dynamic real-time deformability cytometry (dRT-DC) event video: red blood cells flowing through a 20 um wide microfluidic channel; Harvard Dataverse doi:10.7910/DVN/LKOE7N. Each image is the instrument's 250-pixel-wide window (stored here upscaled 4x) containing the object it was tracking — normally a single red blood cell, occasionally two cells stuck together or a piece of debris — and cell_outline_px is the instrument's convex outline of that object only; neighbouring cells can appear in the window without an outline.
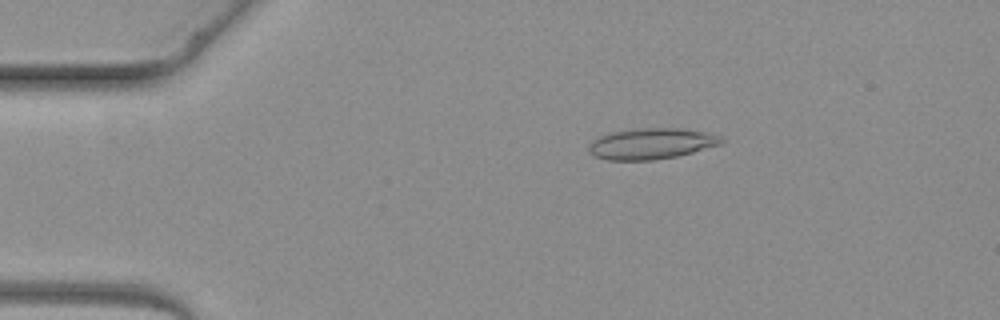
{"species": "common noctule bat (a hibernating species)", "species_latin": "Nyctalus noctula", "temperature_condition": "warm", "stored_images_in_passage": 4, "camera_frame_rate_fps": 3000, "um_per_image_px": 0.085, "animal": {"sex": "female", "body_mass_g": 19.3, "forearm_length_mm": 54.1}, "frame": {"image": 1, "passage_image": 3, "time_ms": 2.333, "image_size_px": [1000, 320], "cell_outline_px": [[728, 140], [720, 144], [692, 152], [676, 156], [652, 160], [608, 160], [596, 156], [588, 152], [588, 144], [596, 136], [608, 132], [636, 128], [684, 128], [708, 132], [720, 136]], "centroid_in_image_um": [55.34, 12.19], "position_along_channel_um": 29.7, "area_um2": 24.28}}